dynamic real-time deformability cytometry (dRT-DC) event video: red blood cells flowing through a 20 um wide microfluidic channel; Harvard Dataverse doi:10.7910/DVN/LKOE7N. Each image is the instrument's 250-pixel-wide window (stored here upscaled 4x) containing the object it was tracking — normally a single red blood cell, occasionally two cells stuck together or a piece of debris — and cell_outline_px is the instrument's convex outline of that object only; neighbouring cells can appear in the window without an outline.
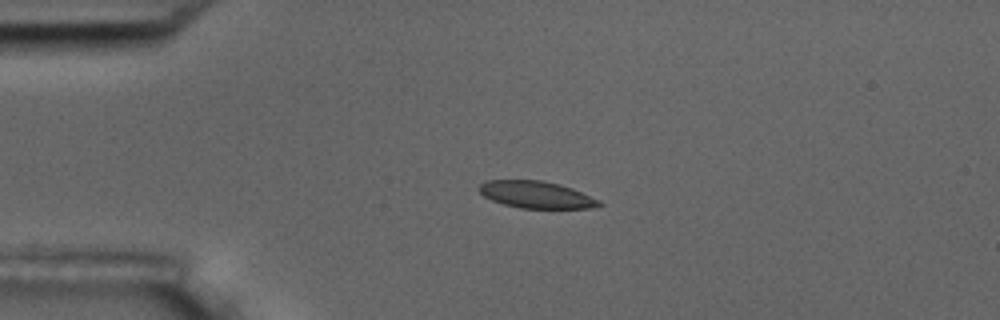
{"species": "common noctule bat (a hibernating species)", "species_latin": "Nyctalus noctula", "temperature_condition": "room temperature", "stored_images_in_passage": 6, "camera_frame_rate_fps": 3000, "um_per_image_px": 0.085, "animal": {"sex": "male", "body_mass_g": 17.5, "forearm_length_mm": 52.3}, "frame": {"image": 1, "passage_image": 4, "time_ms": 3.333, "image_size_px": [1000, 320], "cell_outline_px": [[604, 204], [592, 208], [520, 208], [504, 204], [492, 200], [484, 196], [476, 188], [484, 180], [544, 180], [560, 184], [572, 188], [600, 200]], "centroid_in_image_um": [45.57, 16.54], "position_along_channel_um": 39.4, "area_um2": 19.02}}